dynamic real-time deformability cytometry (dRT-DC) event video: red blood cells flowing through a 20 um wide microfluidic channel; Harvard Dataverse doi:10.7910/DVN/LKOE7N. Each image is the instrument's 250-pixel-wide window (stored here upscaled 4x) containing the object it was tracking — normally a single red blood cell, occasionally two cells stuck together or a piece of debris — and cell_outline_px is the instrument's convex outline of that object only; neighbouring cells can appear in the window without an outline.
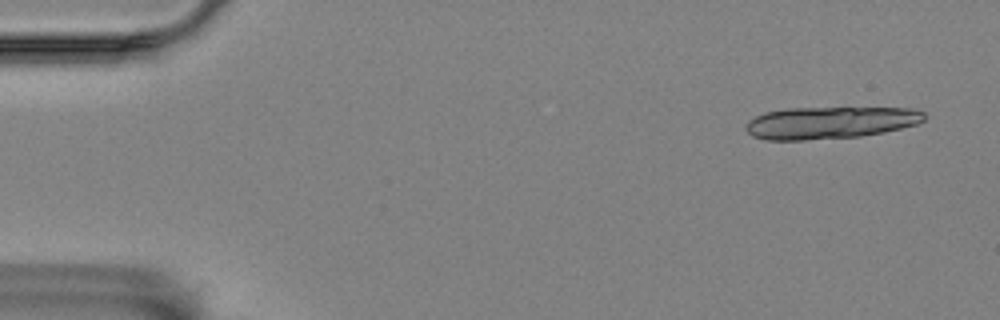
{"species": "Egyptian fruit bat (a non-hibernating species)", "species_latin": "Rousettus aegyptiacus", "temperature_condition": "room temperature", "stored_images_in_passage": 5, "camera_frame_rate_fps": 3000, "um_per_image_px": 0.085, "animal": {"sex": "female"}, "frame": {"image": 1, "passage_image": 1, "time_ms": 0.0, "image_size_px": [1000, 320], "cell_outline_px": [[924, 120], [916, 124], [884, 132], [860, 136], [804, 140], [764, 140], [752, 136], [744, 128], [748, 120], [764, 112], [788, 108], [912, 108], [924, 112]], "centroid_in_image_um": [70.51, 10.42], "position_along_channel_um": 14.5, "area_um2": 33.41}}